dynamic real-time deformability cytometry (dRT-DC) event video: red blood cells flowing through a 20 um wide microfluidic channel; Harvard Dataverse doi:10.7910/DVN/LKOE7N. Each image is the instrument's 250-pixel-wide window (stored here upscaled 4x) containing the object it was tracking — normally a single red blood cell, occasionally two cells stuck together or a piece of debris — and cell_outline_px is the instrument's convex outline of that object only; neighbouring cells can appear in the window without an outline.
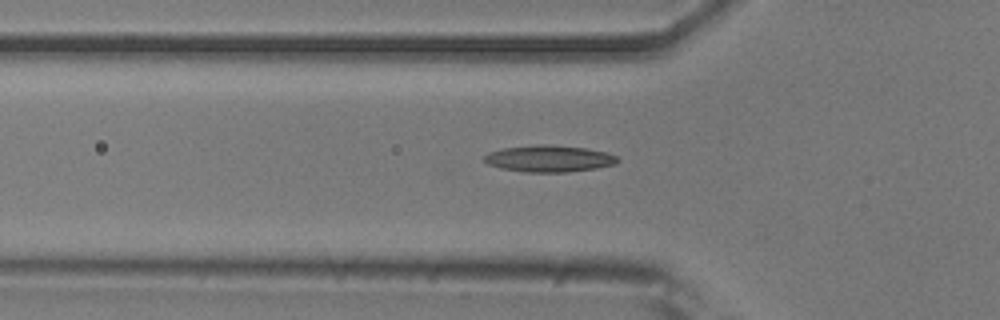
{"species": "common noctule bat (a hibernating species)", "species_latin": "Nyctalus noctula", "temperature_condition": "room temperature", "stored_images_in_passage": 33, "camera_frame_rate_fps": 3000, "um_per_image_px": 0.085, "animal": {"sex": "male", "body_mass_g": 20.5, "forearm_length_mm": 52.5}, "frame": {"image": 1, "passage_image": 2, "time_ms": 0.333, "image_size_px": [1000, 320], "cell_outline_px": [[620, 160], [616, 164], [596, 168], [568, 172], [528, 172], [500, 168], [488, 164], [484, 160], [484, 156], [488, 152], [504, 148], [536, 144], [544, 144], [584, 148], [604, 152], [616, 156]], "centroid_in_image_um": [46.66, 13.48], "position_along_channel_um": 79.1, "area_um2": 20.58}}
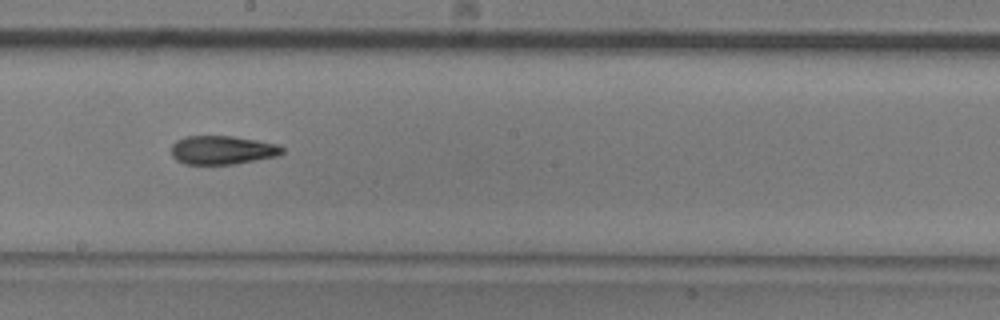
{"frame": {"image": 2, "passage_image": 14, "time_ms": 4.333, "image_size_px": [1000, 320], "cell_outline_px": [[284, 152], [276, 156], [232, 164], [184, 164], [176, 160], [172, 156], [172, 144], [176, 140], [184, 136], [232, 136], [280, 144], [284, 148]], "centroid_in_image_um": [18.89, 12.74], "position_along_channel_um": 229.3, "area_um2": 18.55}}
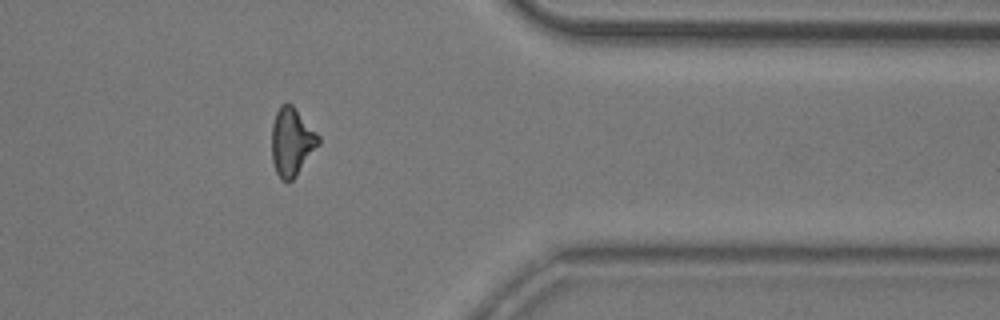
{"frame": {"image": 3, "passage_image": 28, "time_ms": 9.0, "image_size_px": [1000, 320], "cell_outline_px": [[320, 144], [296, 176], [288, 184], [280, 180], [276, 172], [272, 160], [272, 124], [276, 112], [280, 104], [292, 104], [320, 136]], "centroid_in_image_um": [24.8, 12.09], "position_along_channel_um": 386.6, "area_um2": 18.73}}